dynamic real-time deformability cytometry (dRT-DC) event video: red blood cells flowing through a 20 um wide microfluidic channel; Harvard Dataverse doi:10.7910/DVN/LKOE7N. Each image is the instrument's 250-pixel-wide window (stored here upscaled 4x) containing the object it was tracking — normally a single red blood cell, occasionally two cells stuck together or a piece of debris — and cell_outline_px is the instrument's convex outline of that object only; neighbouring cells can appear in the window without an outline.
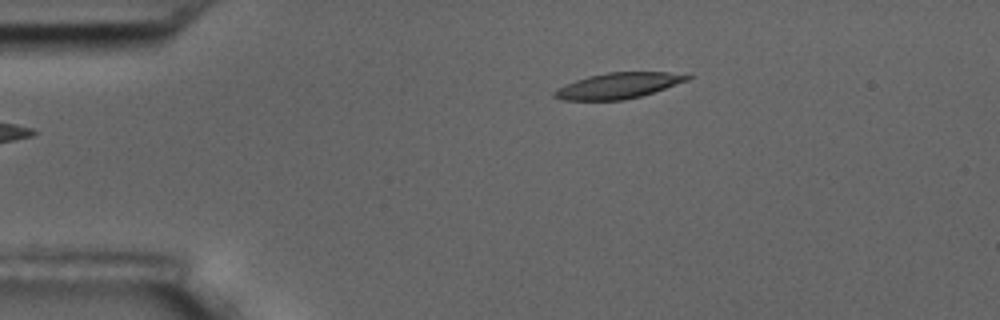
{"species": "common noctule bat (a hibernating species)", "species_latin": "Nyctalus noctula", "temperature_condition": "room temperature", "stored_images_in_passage": 2, "camera_frame_rate_fps": 3000, "um_per_image_px": 0.085, "animal": {"sex": "male", "body_mass_g": 17.5, "forearm_length_mm": 52.3}, "frame": {"image": 1, "passage_image": 2, "time_ms": 1.0, "image_size_px": [1000, 320], "cell_outline_px": [[692, 76], [688, 80], [640, 96], [624, 100], [560, 100], [552, 96], [552, 92], [576, 80], [588, 76], [608, 72], [668, 72]], "centroid_in_image_um": [52.51, 7.28], "position_along_channel_um": 32.5, "area_um2": 19.59}}